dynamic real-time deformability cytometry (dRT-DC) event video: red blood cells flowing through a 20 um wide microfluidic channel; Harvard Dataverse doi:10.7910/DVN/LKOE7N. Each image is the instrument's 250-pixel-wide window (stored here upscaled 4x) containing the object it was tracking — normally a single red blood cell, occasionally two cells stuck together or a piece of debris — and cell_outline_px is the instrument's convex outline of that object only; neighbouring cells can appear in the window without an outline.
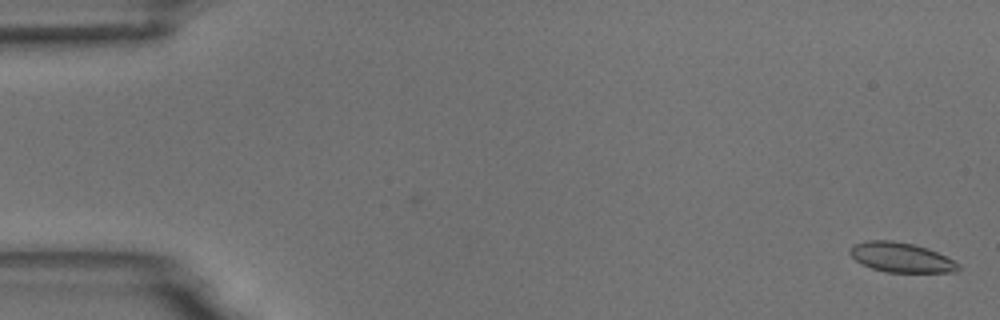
{"species": "common noctule bat (a hibernating species)", "species_latin": "Nyctalus noctula", "temperature_condition": "room temperature", "stored_images_in_passage": 2, "camera_frame_rate_fps": 3000, "um_per_image_px": 0.085, "animal": {"sex": "male", "body_mass_g": 18.8}, "frame": {"image": 1, "passage_image": 2, "time_ms": 1.333, "image_size_px": [1000, 320], "cell_outline_px": [[960, 268], [956, 272], [884, 272], [872, 268], [856, 260], [848, 252], [848, 248], [852, 244], [868, 240], [892, 240], [912, 244], [928, 248], [960, 264]], "centroid_in_image_um": [76.56, 21.87], "position_along_channel_um": 8.4, "area_um2": 18.73}}